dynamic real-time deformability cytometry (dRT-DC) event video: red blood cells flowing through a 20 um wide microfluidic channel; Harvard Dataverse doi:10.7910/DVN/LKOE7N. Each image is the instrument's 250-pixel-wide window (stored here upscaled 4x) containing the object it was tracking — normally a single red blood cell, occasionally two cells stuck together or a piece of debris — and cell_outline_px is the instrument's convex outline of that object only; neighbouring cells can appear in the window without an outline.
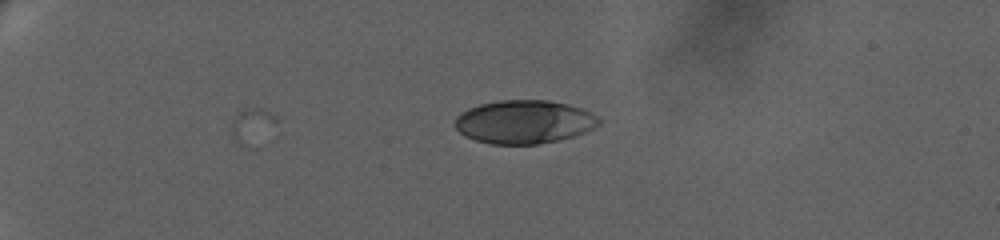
{"species": "human", "species_latin": "Homo sapiens", "temperature_condition": "warm", "stored_images_in_passage": 2, "camera_frame_rate_fps": 3000, "um_per_image_px": 0.085, "donor": {"sex": "female"}, "frame": {"image": 1, "passage_image": 1, "time_ms": 0.0, "image_size_px": [1000, 240], "cell_outline_px": [[600, 124], [584, 132], [572, 136], [556, 140], [536, 144], [492, 144], [476, 140], [464, 136], [456, 128], [456, 116], [460, 112], [468, 108], [480, 104], [500, 100], [544, 100], [568, 104], [580, 108], [596, 116], [600, 120]], "centroid_in_image_um": [44.51, 10.35], "position_along_channel_um": 40.5, "area_um2": 36.07}}